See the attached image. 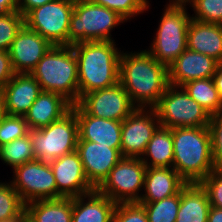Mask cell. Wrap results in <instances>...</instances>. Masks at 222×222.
Instances as JSON below:
<instances>
[{
    "mask_svg": "<svg viewBox=\"0 0 222 222\" xmlns=\"http://www.w3.org/2000/svg\"><path fill=\"white\" fill-rule=\"evenodd\" d=\"M187 182L172 167L147 168L144 179V191L138 203L160 201L177 194Z\"/></svg>",
    "mask_w": 222,
    "mask_h": 222,
    "instance_id": "cell-21",
    "label": "cell"
},
{
    "mask_svg": "<svg viewBox=\"0 0 222 222\" xmlns=\"http://www.w3.org/2000/svg\"><path fill=\"white\" fill-rule=\"evenodd\" d=\"M200 184L208 194L210 206L222 209V169L215 168Z\"/></svg>",
    "mask_w": 222,
    "mask_h": 222,
    "instance_id": "cell-36",
    "label": "cell"
},
{
    "mask_svg": "<svg viewBox=\"0 0 222 222\" xmlns=\"http://www.w3.org/2000/svg\"><path fill=\"white\" fill-rule=\"evenodd\" d=\"M15 75L8 51H0V89Z\"/></svg>",
    "mask_w": 222,
    "mask_h": 222,
    "instance_id": "cell-38",
    "label": "cell"
},
{
    "mask_svg": "<svg viewBox=\"0 0 222 222\" xmlns=\"http://www.w3.org/2000/svg\"><path fill=\"white\" fill-rule=\"evenodd\" d=\"M75 0H54L31 9L24 24L54 46H68L70 17Z\"/></svg>",
    "mask_w": 222,
    "mask_h": 222,
    "instance_id": "cell-9",
    "label": "cell"
},
{
    "mask_svg": "<svg viewBox=\"0 0 222 222\" xmlns=\"http://www.w3.org/2000/svg\"><path fill=\"white\" fill-rule=\"evenodd\" d=\"M24 216L27 222H72V198L29 202Z\"/></svg>",
    "mask_w": 222,
    "mask_h": 222,
    "instance_id": "cell-25",
    "label": "cell"
},
{
    "mask_svg": "<svg viewBox=\"0 0 222 222\" xmlns=\"http://www.w3.org/2000/svg\"><path fill=\"white\" fill-rule=\"evenodd\" d=\"M155 109L136 108L122 121V157L141 158L153 134L160 127Z\"/></svg>",
    "mask_w": 222,
    "mask_h": 222,
    "instance_id": "cell-12",
    "label": "cell"
},
{
    "mask_svg": "<svg viewBox=\"0 0 222 222\" xmlns=\"http://www.w3.org/2000/svg\"><path fill=\"white\" fill-rule=\"evenodd\" d=\"M139 204L145 208L148 222H176L180 206V191L160 201Z\"/></svg>",
    "mask_w": 222,
    "mask_h": 222,
    "instance_id": "cell-30",
    "label": "cell"
},
{
    "mask_svg": "<svg viewBox=\"0 0 222 222\" xmlns=\"http://www.w3.org/2000/svg\"><path fill=\"white\" fill-rule=\"evenodd\" d=\"M71 46L77 59L79 99L119 83L122 52L114 41H85Z\"/></svg>",
    "mask_w": 222,
    "mask_h": 222,
    "instance_id": "cell-2",
    "label": "cell"
},
{
    "mask_svg": "<svg viewBox=\"0 0 222 222\" xmlns=\"http://www.w3.org/2000/svg\"><path fill=\"white\" fill-rule=\"evenodd\" d=\"M12 187L24 204L57 199V185L49 162L32 160L13 169Z\"/></svg>",
    "mask_w": 222,
    "mask_h": 222,
    "instance_id": "cell-11",
    "label": "cell"
},
{
    "mask_svg": "<svg viewBox=\"0 0 222 222\" xmlns=\"http://www.w3.org/2000/svg\"><path fill=\"white\" fill-rule=\"evenodd\" d=\"M53 45L25 24L17 33L9 49L15 73H31Z\"/></svg>",
    "mask_w": 222,
    "mask_h": 222,
    "instance_id": "cell-15",
    "label": "cell"
},
{
    "mask_svg": "<svg viewBox=\"0 0 222 222\" xmlns=\"http://www.w3.org/2000/svg\"><path fill=\"white\" fill-rule=\"evenodd\" d=\"M7 115L5 97L2 89H0V121Z\"/></svg>",
    "mask_w": 222,
    "mask_h": 222,
    "instance_id": "cell-43",
    "label": "cell"
},
{
    "mask_svg": "<svg viewBox=\"0 0 222 222\" xmlns=\"http://www.w3.org/2000/svg\"><path fill=\"white\" fill-rule=\"evenodd\" d=\"M2 91L7 115L24 116L42 89L30 73H15Z\"/></svg>",
    "mask_w": 222,
    "mask_h": 222,
    "instance_id": "cell-19",
    "label": "cell"
},
{
    "mask_svg": "<svg viewBox=\"0 0 222 222\" xmlns=\"http://www.w3.org/2000/svg\"><path fill=\"white\" fill-rule=\"evenodd\" d=\"M57 185V199L74 198L96 190L88 181L77 151L49 162Z\"/></svg>",
    "mask_w": 222,
    "mask_h": 222,
    "instance_id": "cell-14",
    "label": "cell"
},
{
    "mask_svg": "<svg viewBox=\"0 0 222 222\" xmlns=\"http://www.w3.org/2000/svg\"><path fill=\"white\" fill-rule=\"evenodd\" d=\"M185 6L187 4H167L151 48L147 50L167 67L187 49V31L192 16Z\"/></svg>",
    "mask_w": 222,
    "mask_h": 222,
    "instance_id": "cell-6",
    "label": "cell"
},
{
    "mask_svg": "<svg viewBox=\"0 0 222 222\" xmlns=\"http://www.w3.org/2000/svg\"><path fill=\"white\" fill-rule=\"evenodd\" d=\"M172 167L187 183H200L216 167L209 126L171 128Z\"/></svg>",
    "mask_w": 222,
    "mask_h": 222,
    "instance_id": "cell-3",
    "label": "cell"
},
{
    "mask_svg": "<svg viewBox=\"0 0 222 222\" xmlns=\"http://www.w3.org/2000/svg\"><path fill=\"white\" fill-rule=\"evenodd\" d=\"M207 222H222V209L211 206Z\"/></svg>",
    "mask_w": 222,
    "mask_h": 222,
    "instance_id": "cell-42",
    "label": "cell"
},
{
    "mask_svg": "<svg viewBox=\"0 0 222 222\" xmlns=\"http://www.w3.org/2000/svg\"><path fill=\"white\" fill-rule=\"evenodd\" d=\"M116 205L117 203L97 190L74 197L72 198V222H113Z\"/></svg>",
    "mask_w": 222,
    "mask_h": 222,
    "instance_id": "cell-22",
    "label": "cell"
},
{
    "mask_svg": "<svg viewBox=\"0 0 222 222\" xmlns=\"http://www.w3.org/2000/svg\"><path fill=\"white\" fill-rule=\"evenodd\" d=\"M93 3L104 6L117 12L126 21L136 14L144 13L149 8L147 0H91Z\"/></svg>",
    "mask_w": 222,
    "mask_h": 222,
    "instance_id": "cell-33",
    "label": "cell"
},
{
    "mask_svg": "<svg viewBox=\"0 0 222 222\" xmlns=\"http://www.w3.org/2000/svg\"><path fill=\"white\" fill-rule=\"evenodd\" d=\"M187 48L222 63V25L191 19L187 31Z\"/></svg>",
    "mask_w": 222,
    "mask_h": 222,
    "instance_id": "cell-23",
    "label": "cell"
},
{
    "mask_svg": "<svg viewBox=\"0 0 222 222\" xmlns=\"http://www.w3.org/2000/svg\"><path fill=\"white\" fill-rule=\"evenodd\" d=\"M113 222H148L145 208L138 202L117 203Z\"/></svg>",
    "mask_w": 222,
    "mask_h": 222,
    "instance_id": "cell-35",
    "label": "cell"
},
{
    "mask_svg": "<svg viewBox=\"0 0 222 222\" xmlns=\"http://www.w3.org/2000/svg\"><path fill=\"white\" fill-rule=\"evenodd\" d=\"M215 88L218 91L220 100L222 101V63L216 69L215 74L212 76Z\"/></svg>",
    "mask_w": 222,
    "mask_h": 222,
    "instance_id": "cell-41",
    "label": "cell"
},
{
    "mask_svg": "<svg viewBox=\"0 0 222 222\" xmlns=\"http://www.w3.org/2000/svg\"><path fill=\"white\" fill-rule=\"evenodd\" d=\"M0 159L14 169L26 162L35 160L32 141L29 134L17 138L0 147Z\"/></svg>",
    "mask_w": 222,
    "mask_h": 222,
    "instance_id": "cell-28",
    "label": "cell"
},
{
    "mask_svg": "<svg viewBox=\"0 0 222 222\" xmlns=\"http://www.w3.org/2000/svg\"><path fill=\"white\" fill-rule=\"evenodd\" d=\"M28 134L37 160L50 162L72 153L79 139L75 112L71 109L59 120L40 129H30Z\"/></svg>",
    "mask_w": 222,
    "mask_h": 222,
    "instance_id": "cell-7",
    "label": "cell"
},
{
    "mask_svg": "<svg viewBox=\"0 0 222 222\" xmlns=\"http://www.w3.org/2000/svg\"><path fill=\"white\" fill-rule=\"evenodd\" d=\"M23 25L24 16L18 11L0 13V51H9Z\"/></svg>",
    "mask_w": 222,
    "mask_h": 222,
    "instance_id": "cell-31",
    "label": "cell"
},
{
    "mask_svg": "<svg viewBox=\"0 0 222 222\" xmlns=\"http://www.w3.org/2000/svg\"><path fill=\"white\" fill-rule=\"evenodd\" d=\"M52 1L54 0H17L18 12L25 16L31 9Z\"/></svg>",
    "mask_w": 222,
    "mask_h": 222,
    "instance_id": "cell-39",
    "label": "cell"
},
{
    "mask_svg": "<svg viewBox=\"0 0 222 222\" xmlns=\"http://www.w3.org/2000/svg\"><path fill=\"white\" fill-rule=\"evenodd\" d=\"M146 170L140 158L122 157L96 190L115 203L139 202Z\"/></svg>",
    "mask_w": 222,
    "mask_h": 222,
    "instance_id": "cell-10",
    "label": "cell"
},
{
    "mask_svg": "<svg viewBox=\"0 0 222 222\" xmlns=\"http://www.w3.org/2000/svg\"><path fill=\"white\" fill-rule=\"evenodd\" d=\"M124 21L117 12L91 0H75L69 23L68 46L85 41H114L110 32Z\"/></svg>",
    "mask_w": 222,
    "mask_h": 222,
    "instance_id": "cell-5",
    "label": "cell"
},
{
    "mask_svg": "<svg viewBox=\"0 0 222 222\" xmlns=\"http://www.w3.org/2000/svg\"><path fill=\"white\" fill-rule=\"evenodd\" d=\"M16 222H24V217Z\"/></svg>",
    "mask_w": 222,
    "mask_h": 222,
    "instance_id": "cell-45",
    "label": "cell"
},
{
    "mask_svg": "<svg viewBox=\"0 0 222 222\" xmlns=\"http://www.w3.org/2000/svg\"><path fill=\"white\" fill-rule=\"evenodd\" d=\"M157 112L160 125L165 128L209 126L211 115L182 87L169 85L161 96Z\"/></svg>",
    "mask_w": 222,
    "mask_h": 222,
    "instance_id": "cell-8",
    "label": "cell"
},
{
    "mask_svg": "<svg viewBox=\"0 0 222 222\" xmlns=\"http://www.w3.org/2000/svg\"><path fill=\"white\" fill-rule=\"evenodd\" d=\"M181 87L211 116L222 111V101L212 78L191 80Z\"/></svg>",
    "mask_w": 222,
    "mask_h": 222,
    "instance_id": "cell-27",
    "label": "cell"
},
{
    "mask_svg": "<svg viewBox=\"0 0 222 222\" xmlns=\"http://www.w3.org/2000/svg\"><path fill=\"white\" fill-rule=\"evenodd\" d=\"M77 104L91 116L117 121H123L136 109L120 83L87 93Z\"/></svg>",
    "mask_w": 222,
    "mask_h": 222,
    "instance_id": "cell-13",
    "label": "cell"
},
{
    "mask_svg": "<svg viewBox=\"0 0 222 222\" xmlns=\"http://www.w3.org/2000/svg\"><path fill=\"white\" fill-rule=\"evenodd\" d=\"M140 159L147 168H172L174 151L171 129L160 126L153 134V137L147 144L146 150Z\"/></svg>",
    "mask_w": 222,
    "mask_h": 222,
    "instance_id": "cell-26",
    "label": "cell"
},
{
    "mask_svg": "<svg viewBox=\"0 0 222 222\" xmlns=\"http://www.w3.org/2000/svg\"><path fill=\"white\" fill-rule=\"evenodd\" d=\"M42 91L58 93L72 104L79 101L78 67L72 46H52L30 73Z\"/></svg>",
    "mask_w": 222,
    "mask_h": 222,
    "instance_id": "cell-4",
    "label": "cell"
},
{
    "mask_svg": "<svg viewBox=\"0 0 222 222\" xmlns=\"http://www.w3.org/2000/svg\"><path fill=\"white\" fill-rule=\"evenodd\" d=\"M119 83L136 108L154 109L169 86L168 67L159 63L147 50L122 51Z\"/></svg>",
    "mask_w": 222,
    "mask_h": 222,
    "instance_id": "cell-1",
    "label": "cell"
},
{
    "mask_svg": "<svg viewBox=\"0 0 222 222\" xmlns=\"http://www.w3.org/2000/svg\"><path fill=\"white\" fill-rule=\"evenodd\" d=\"M220 63L188 48L168 67L169 85L181 87L196 79L212 78Z\"/></svg>",
    "mask_w": 222,
    "mask_h": 222,
    "instance_id": "cell-18",
    "label": "cell"
},
{
    "mask_svg": "<svg viewBox=\"0 0 222 222\" xmlns=\"http://www.w3.org/2000/svg\"><path fill=\"white\" fill-rule=\"evenodd\" d=\"M71 109L77 117L78 141L99 143L120 152L122 121L91 116L77 103L73 104Z\"/></svg>",
    "mask_w": 222,
    "mask_h": 222,
    "instance_id": "cell-17",
    "label": "cell"
},
{
    "mask_svg": "<svg viewBox=\"0 0 222 222\" xmlns=\"http://www.w3.org/2000/svg\"><path fill=\"white\" fill-rule=\"evenodd\" d=\"M209 197L200 183H187L180 190V206L176 222H207Z\"/></svg>",
    "mask_w": 222,
    "mask_h": 222,
    "instance_id": "cell-24",
    "label": "cell"
},
{
    "mask_svg": "<svg viewBox=\"0 0 222 222\" xmlns=\"http://www.w3.org/2000/svg\"><path fill=\"white\" fill-rule=\"evenodd\" d=\"M25 215V204L10 182H0V222H16Z\"/></svg>",
    "mask_w": 222,
    "mask_h": 222,
    "instance_id": "cell-29",
    "label": "cell"
},
{
    "mask_svg": "<svg viewBox=\"0 0 222 222\" xmlns=\"http://www.w3.org/2000/svg\"><path fill=\"white\" fill-rule=\"evenodd\" d=\"M18 11L17 0H0V13Z\"/></svg>",
    "mask_w": 222,
    "mask_h": 222,
    "instance_id": "cell-40",
    "label": "cell"
},
{
    "mask_svg": "<svg viewBox=\"0 0 222 222\" xmlns=\"http://www.w3.org/2000/svg\"><path fill=\"white\" fill-rule=\"evenodd\" d=\"M193 8V20L222 25V0H191L188 4Z\"/></svg>",
    "mask_w": 222,
    "mask_h": 222,
    "instance_id": "cell-32",
    "label": "cell"
},
{
    "mask_svg": "<svg viewBox=\"0 0 222 222\" xmlns=\"http://www.w3.org/2000/svg\"><path fill=\"white\" fill-rule=\"evenodd\" d=\"M76 151L80 156L85 175L95 189L103 183L111 169L122 159L117 149L95 142L78 141Z\"/></svg>",
    "mask_w": 222,
    "mask_h": 222,
    "instance_id": "cell-16",
    "label": "cell"
},
{
    "mask_svg": "<svg viewBox=\"0 0 222 222\" xmlns=\"http://www.w3.org/2000/svg\"><path fill=\"white\" fill-rule=\"evenodd\" d=\"M29 130L24 116L6 115L0 121V147L17 138L26 136Z\"/></svg>",
    "mask_w": 222,
    "mask_h": 222,
    "instance_id": "cell-34",
    "label": "cell"
},
{
    "mask_svg": "<svg viewBox=\"0 0 222 222\" xmlns=\"http://www.w3.org/2000/svg\"><path fill=\"white\" fill-rule=\"evenodd\" d=\"M72 105L58 93L42 91L24 115V119L29 129H40L62 118L71 110Z\"/></svg>",
    "mask_w": 222,
    "mask_h": 222,
    "instance_id": "cell-20",
    "label": "cell"
},
{
    "mask_svg": "<svg viewBox=\"0 0 222 222\" xmlns=\"http://www.w3.org/2000/svg\"><path fill=\"white\" fill-rule=\"evenodd\" d=\"M209 129L214 164L216 168L222 169V111L211 116Z\"/></svg>",
    "mask_w": 222,
    "mask_h": 222,
    "instance_id": "cell-37",
    "label": "cell"
},
{
    "mask_svg": "<svg viewBox=\"0 0 222 222\" xmlns=\"http://www.w3.org/2000/svg\"><path fill=\"white\" fill-rule=\"evenodd\" d=\"M191 0H170L169 2L170 3H173V4H186L188 5V2H190Z\"/></svg>",
    "mask_w": 222,
    "mask_h": 222,
    "instance_id": "cell-44",
    "label": "cell"
}]
</instances>
